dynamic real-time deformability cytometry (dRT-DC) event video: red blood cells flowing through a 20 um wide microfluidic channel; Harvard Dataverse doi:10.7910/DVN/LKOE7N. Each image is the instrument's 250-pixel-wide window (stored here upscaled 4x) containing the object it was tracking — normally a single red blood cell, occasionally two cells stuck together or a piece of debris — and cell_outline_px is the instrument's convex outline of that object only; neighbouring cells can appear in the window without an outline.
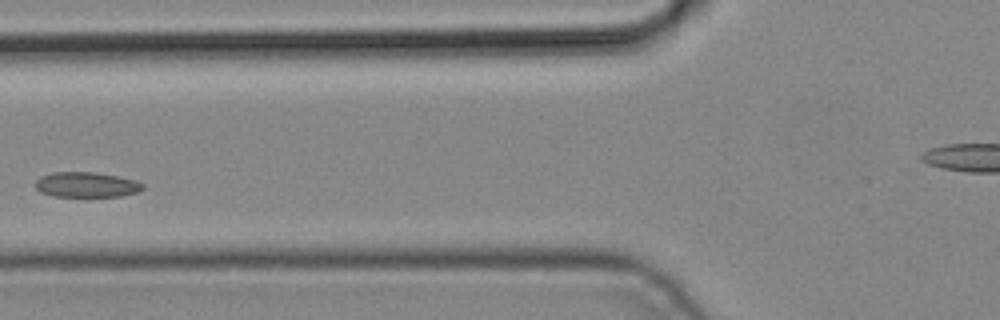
{"species": "common noctule bat (a hibernating species)", "species_latin": "Nyctalus noctula", "temperature_condition": "cold", "stored_images_in_passage": 3, "camera_frame_rate_fps": 3000, "um_per_image_px": 0.085, "animal": {"sex": "male", "body_mass_g": 19.2, "forearm_length_mm": 51.8}, "frame": {"image": 1, "passage_image": 3, "time_ms": 0.667, "image_size_px": [1000, 320], "cell_outline_px": [[144, 188], [140, 192], [120, 196], [52, 196], [40, 192], [36, 188], [36, 180], [40, 176], [52, 172], [96, 172], [136, 180], [144, 184]], "centroid_in_image_um": [7.36, 15.69], "position_along_channel_um": 118.4, "area_um2": 15.84}}